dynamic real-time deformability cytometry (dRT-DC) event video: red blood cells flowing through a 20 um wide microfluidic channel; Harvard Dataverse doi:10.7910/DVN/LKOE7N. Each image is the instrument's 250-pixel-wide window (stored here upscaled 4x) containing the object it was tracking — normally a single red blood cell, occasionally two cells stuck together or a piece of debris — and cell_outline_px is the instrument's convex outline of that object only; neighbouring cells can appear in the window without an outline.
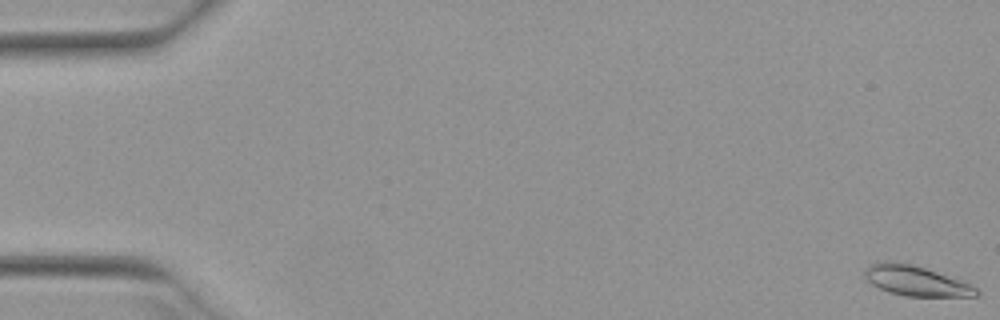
{"species": "Egyptian fruit bat (a non-hibernating species)", "species_latin": "Rousettus aegyptiacus", "temperature_condition": "warm", "stored_images_in_passage": 53, "camera_frame_rate_fps": 3000, "um_per_image_px": 0.085, "animal": {"sex": "female"}, "frame": {"image": 1, "passage_image": 1, "time_ms": 0.0, "image_size_px": [1000, 320], "cell_outline_px": [[980, 296], [904, 296], [888, 292], [872, 284], [864, 276], [864, 272], [872, 264], [912, 264], [972, 284], [980, 292]], "centroid_in_image_um": [77.94, 23.92], "position_along_channel_um": 7.1, "area_um2": 18.79}}
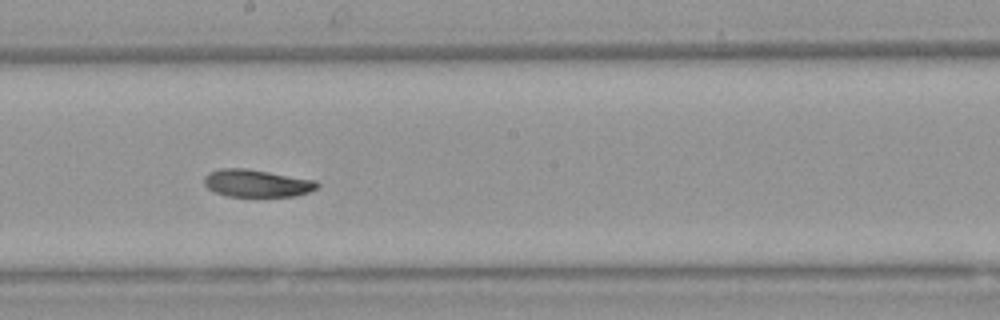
{"frame": {"image": 2, "passage_image": 30, "time_ms": 9.667, "image_size_px": [1000, 320], "cell_outline_px": [[320, 184], [316, 188], [308, 192], [296, 196], [228, 196], [216, 192], [208, 188], [204, 184], [204, 176], [208, 172], [220, 168], [244, 168], [316, 180]], "centroid_in_image_um": [21.81, 15.57], "position_along_channel_um": 226.4, "area_um2": 17.98}}
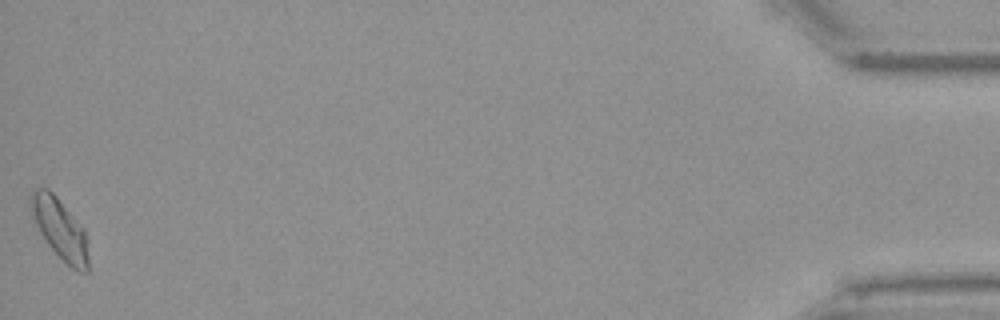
{"frame": {"image": 3, "passage_image": 53, "time_ms": 17.333, "image_size_px": [1000, 320], "cell_outline_px": [[88, 272], [76, 272], [48, 244], [40, 232], [32, 216], [28, 204], [28, 196], [36, 188], [48, 188], [56, 196], [84, 228], [88, 236]], "centroid_in_image_um": [5.1, 19.43], "position_along_channel_um": 430.1, "area_um2": 20.46}, "authors_computed_cell_mechanics": {"area_um2": 18.6694, "velocity_mm_per_s": 3.9159, "shape_relaxation_time_tau1_ms": 6.4686, "shape_relaxation_time_tau2_ms": 4.0593, "deformation_change_tau1": 0.1751, "deformation_change_tau2": 0.0785}}